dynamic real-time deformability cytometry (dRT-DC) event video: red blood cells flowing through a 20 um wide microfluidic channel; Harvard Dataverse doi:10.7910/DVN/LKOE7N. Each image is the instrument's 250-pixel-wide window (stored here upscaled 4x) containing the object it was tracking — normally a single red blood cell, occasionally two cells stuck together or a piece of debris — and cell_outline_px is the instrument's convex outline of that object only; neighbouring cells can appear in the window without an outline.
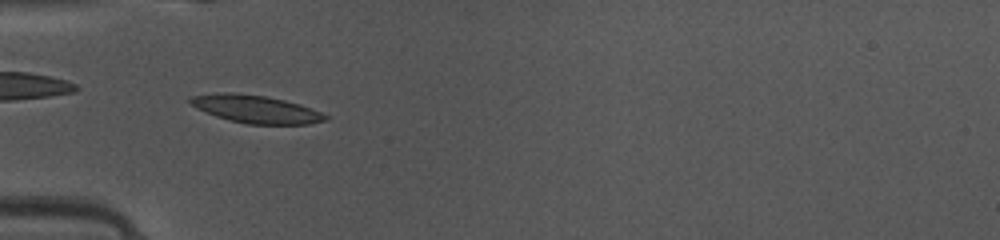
{"species": "common noctule bat (a hibernating species)", "species_latin": "Nyctalus noctula", "temperature_condition": "warm", "stored_images_in_passage": 43, "camera_frame_rate_fps": 3000, "um_per_image_px": 0.085, "animal": {"sex": "female", "body_mass_g": 10.0, "forearm_length_mm": 53.1}, "frame": {"image": 1, "passage_image": 10, "time_ms": 3.0, "image_size_px": [1000, 240], "cell_outline_px": [[332, 116], [328, 120], [308, 124], [248, 124], [216, 116], [196, 108], [188, 100], [192, 96], [224, 92], [232, 92], [264, 96], [284, 100], [300, 104]], "centroid_in_image_um": [21.81, 9.28], "position_along_channel_um": 63.2, "area_um2": 21.73}}
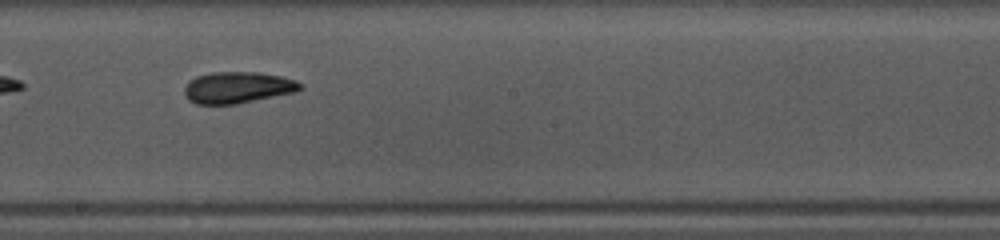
{"frame": {"image": 2, "passage_image": 22, "time_ms": 7.0, "image_size_px": [1000, 240], "cell_outline_px": [[304, 88], [296, 92], [236, 104], [196, 104], [188, 100], [184, 96], [184, 88], [188, 80], [196, 76], [212, 72], [260, 72], [280, 76], [296, 80], [304, 84]], "centroid_in_image_um": [20.2, 7.43], "position_along_channel_um": 228.0, "area_um2": 21.56}}
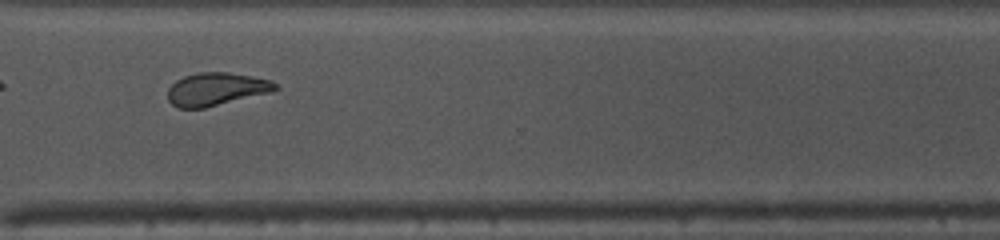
{"frame": {"image": 3, "passage_image": 31, "time_ms": 10.0, "image_size_px": [1000, 240], "cell_outline_px": [[280, 88], [272, 92], [204, 108], [176, 108], [168, 100], [168, 88], [176, 80], [184, 76], [200, 72], [228, 72], [252, 76], [268, 80], [276, 84]], "centroid_in_image_um": [18.36, 7.58], "position_along_channel_um": 352.2, "area_um2": 20.63}, "authors_computed_cell_mechanics": {"area_um2": 21.3282, "velocity_mm_per_s": 4.1463, "shape_relaxation_time_tau1_ms": 7.3135, "shape_relaxation_time_tau2_ms": 2.5983, "deformation_change_tau1": 0.1826, "deformation_change_tau2": 0.0804}}